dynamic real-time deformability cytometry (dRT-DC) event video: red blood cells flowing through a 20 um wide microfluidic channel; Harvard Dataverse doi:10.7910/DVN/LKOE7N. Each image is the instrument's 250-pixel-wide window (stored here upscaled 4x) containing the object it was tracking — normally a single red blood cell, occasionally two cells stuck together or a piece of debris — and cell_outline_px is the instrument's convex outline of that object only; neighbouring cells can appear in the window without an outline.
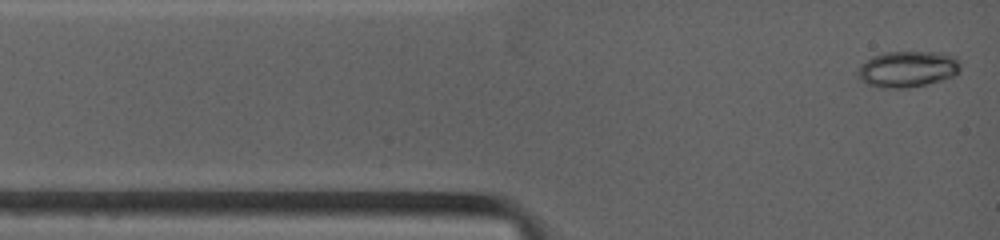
{"species": "common noctule bat (a hibernating species)", "species_latin": "Nyctalus noctula", "temperature_condition": "warm", "stored_images_in_passage": 56, "camera_frame_rate_fps": 4500, "um_per_image_px": 0.085, "animal": {"sex": "female", "body_mass_g": 19.0, "forearm_length_mm": 53.3}, "frame": {"image": 1, "passage_image": 1, "time_ms": 0.0, "image_size_px": [1000, 240], "cell_outline_px": [[960, 72], [956, 76], [908, 88], [880, 88], [868, 84], [860, 80], [856, 76], [860, 64], [872, 56], [884, 52], [944, 52], [956, 56], [960, 64]], "centroid_in_image_um": [77.15, 5.86], "position_along_channel_um": 7.9, "area_um2": 21.96}}
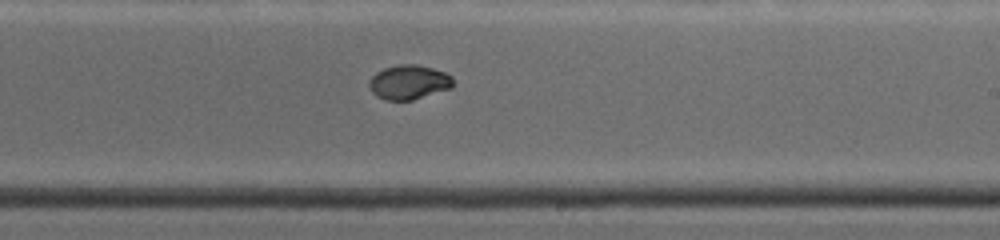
{"frame": {"image": 2, "passage_image": 24, "time_ms": 7.333, "image_size_px": [1000, 240], "cell_outline_px": [[452, 88], [412, 100], [384, 100], [376, 96], [372, 92], [368, 84], [372, 76], [376, 72], [384, 68], [400, 64], [416, 64], [432, 68], [444, 72], [452, 76]], "centroid_in_image_um": [34.74, 6.99], "position_along_channel_um": 254.3, "area_um2": 16.82}}
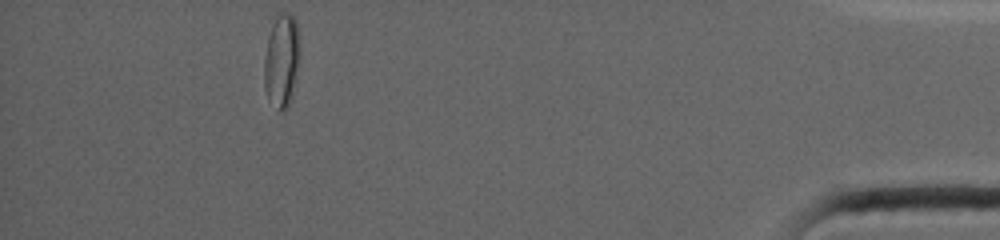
{"frame": {"image": 3, "passage_image": 55, "time_ms": 13.333, "image_size_px": [1000, 240], "cell_outline_px": [[300, 56], [292, 96], [288, 108], [284, 112], [276, 112], [264, 88], [264, 56], [268, 36], [276, 12], [288, 12], [296, 20], [300, 40]], "centroid_in_image_um": [23.94, 5.15], "position_along_channel_um": 411.3, "area_um2": 20.11}}